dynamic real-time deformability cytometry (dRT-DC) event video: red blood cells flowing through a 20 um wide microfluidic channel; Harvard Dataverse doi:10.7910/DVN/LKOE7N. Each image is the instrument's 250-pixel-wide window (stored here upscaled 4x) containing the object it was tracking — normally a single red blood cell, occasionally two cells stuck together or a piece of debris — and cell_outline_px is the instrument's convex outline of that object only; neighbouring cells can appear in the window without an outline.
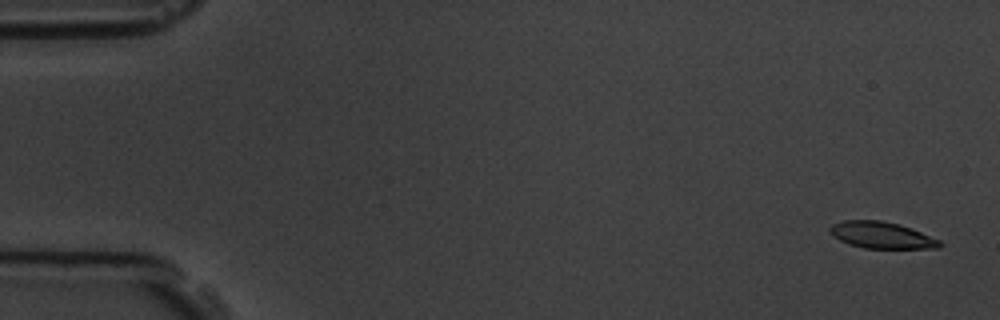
{"species": "common noctule bat (a hibernating species)", "species_latin": "Nyctalus noctula", "temperature_condition": "room temperature", "stored_images_in_passage": 5, "camera_frame_rate_fps": 3000, "um_per_image_px": 0.085, "animal": {"sex": "male", "body_mass_g": 19.5, "forearm_length_mm": 54.6}, "frame": {"image": 1, "passage_image": 1, "time_ms": 0.0, "image_size_px": [1000, 320], "cell_outline_px": [[944, 244], [940, 248], [864, 248], [848, 244], [840, 240], [828, 228], [832, 224], [844, 220], [880, 220], [900, 224], [912, 228], [940, 240]], "centroid_in_image_um": [74.98, 19.98], "position_along_channel_um": 10.0, "area_um2": 16.99}}
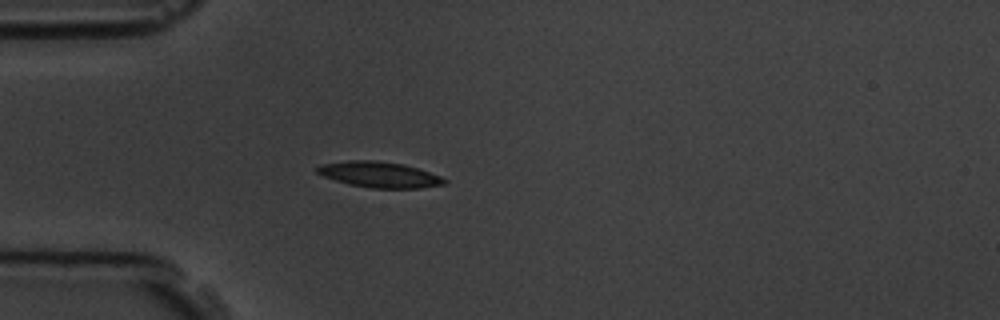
{"frame": {"image": 2, "passage_image": 5, "time_ms": 4.667, "image_size_px": [1000, 320], "cell_outline_px": [[448, 180], [444, 184], [420, 188], [372, 188], [348, 184], [324, 176], [316, 172], [316, 168], [324, 164], [348, 160], [376, 160], [404, 164], [440, 176]], "centroid_in_image_um": [32.25, 14.84], "position_along_channel_um": 52.7, "area_um2": 18.9}}